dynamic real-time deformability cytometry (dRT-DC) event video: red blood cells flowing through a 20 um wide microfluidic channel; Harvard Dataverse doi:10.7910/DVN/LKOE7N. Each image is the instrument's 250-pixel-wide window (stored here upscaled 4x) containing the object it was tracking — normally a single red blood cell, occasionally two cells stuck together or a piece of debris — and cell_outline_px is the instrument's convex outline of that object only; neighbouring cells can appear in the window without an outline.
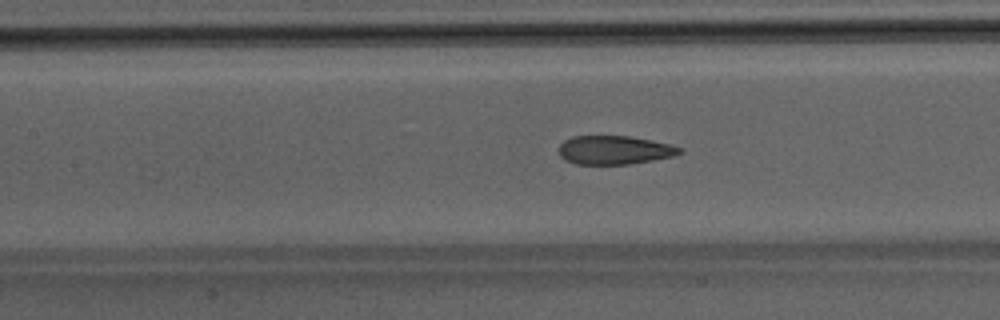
{"species": "Egyptian fruit bat (a non-hibernating species)", "species_latin": "Rousettus aegyptiacus", "temperature_condition": "room temperature", "stored_images_in_passage": 48, "camera_frame_rate_fps": 3000, "um_per_image_px": 0.085, "animal": {"sex": "male"}, "frame": {"image": 1, "passage_image": 21, "time_ms": 6.667, "image_size_px": [1000, 320], "cell_outline_px": [[684, 152], [676, 156], [628, 164], [576, 164], [564, 160], [560, 156], [560, 144], [564, 140], [572, 136], [628, 136], [668, 144], [684, 148]], "centroid_in_image_um": [52.24, 12.76], "position_along_channel_um": 155.2, "area_um2": 20.17}}
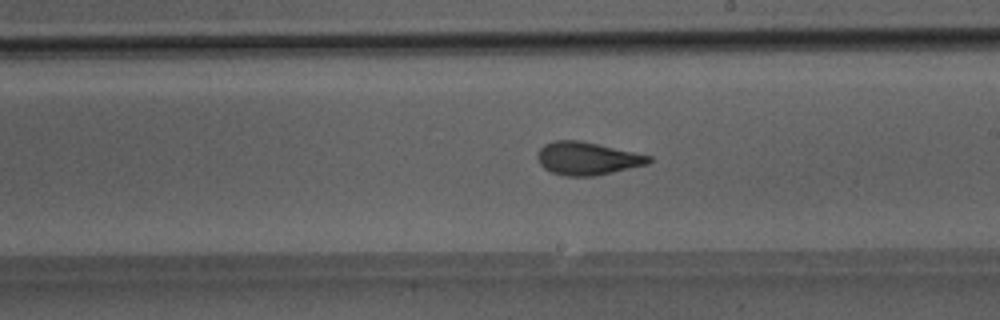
{"frame": {"image": 2, "passage_image": 27, "time_ms": 8.667, "image_size_px": [1000, 320], "cell_outline_px": [[652, 160], [648, 164], [596, 176], [564, 176], [552, 172], [544, 168], [540, 164], [536, 156], [540, 148], [544, 144], [556, 140], [580, 140], [652, 156]], "centroid_in_image_um": [49.91, 13.47], "position_along_channel_um": 239.1, "area_um2": 21.39}}
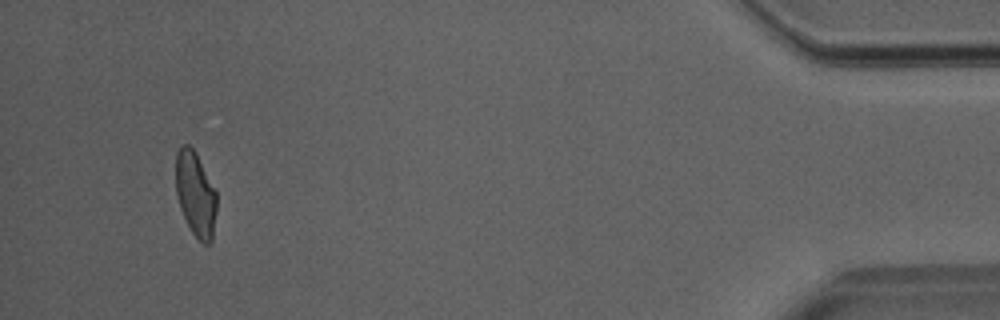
{"frame": {"image": 3, "passage_image": 45, "time_ms": 14.667, "image_size_px": [1000, 320], "cell_outline_px": [[216, 212], [212, 244], [204, 244], [192, 232], [180, 208], [176, 196], [176, 152], [184, 144], [188, 144], [196, 152], [216, 192]], "centroid_in_image_um": [16.62, 16.51], "position_along_channel_um": 418.6, "area_um2": 20.11}}